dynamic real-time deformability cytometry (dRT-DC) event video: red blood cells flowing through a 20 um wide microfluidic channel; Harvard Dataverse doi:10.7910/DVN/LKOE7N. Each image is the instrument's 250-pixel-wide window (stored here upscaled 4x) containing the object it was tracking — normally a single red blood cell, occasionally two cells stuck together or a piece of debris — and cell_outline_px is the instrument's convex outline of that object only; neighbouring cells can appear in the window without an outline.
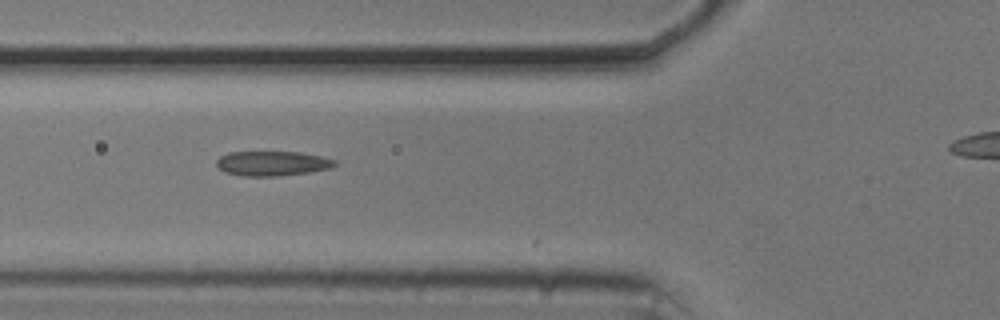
{"species": "common noctule bat (a hibernating species)", "species_latin": "Nyctalus noctula", "temperature_condition": "cold", "stored_images_in_passage": 5, "camera_frame_rate_fps": 3000, "um_per_image_px": 0.085, "animal": {"sex": "male", "body_mass_g": 20.5, "forearm_length_mm": 52.5}, "frame": {"image": 1, "passage_image": 2, "time_ms": 0.333, "image_size_px": [1000, 320], "cell_outline_px": [[336, 164], [328, 168], [308, 172], [280, 176], [244, 176], [224, 172], [216, 164], [216, 160], [220, 156], [228, 152], [300, 152], [320, 156], [336, 160]], "centroid_in_image_um": [23.1, 13.89], "position_along_channel_um": 102.7, "area_um2": 16.94}}